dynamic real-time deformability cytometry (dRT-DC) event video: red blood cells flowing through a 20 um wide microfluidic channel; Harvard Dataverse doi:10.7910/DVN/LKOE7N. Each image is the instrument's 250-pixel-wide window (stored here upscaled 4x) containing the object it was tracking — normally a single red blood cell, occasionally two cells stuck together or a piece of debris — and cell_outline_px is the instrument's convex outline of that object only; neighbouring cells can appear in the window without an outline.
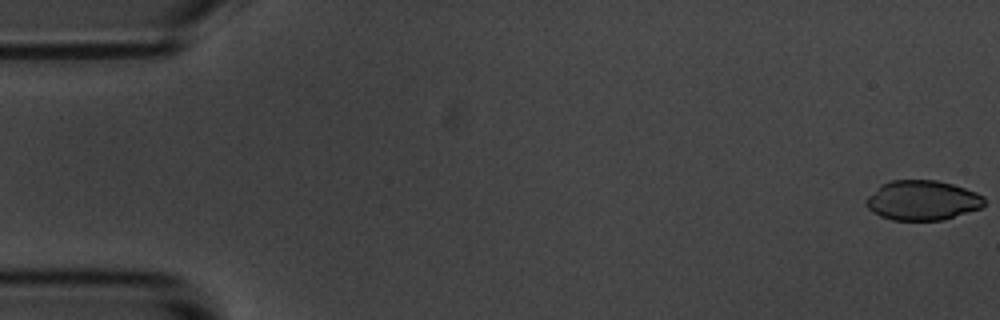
{"species": "common noctule bat (a hibernating species)", "species_latin": "Nyctalus noctula", "temperature_condition": "room temperature", "stored_images_in_passage": 5, "camera_frame_rate_fps": 3000, "um_per_image_px": 0.085, "animal": {"sex": "male", "body_mass_g": 20.1, "forearm_length_mm": 53.5}, "frame": {"image": 1, "passage_image": 1, "time_ms": 0.0, "image_size_px": [1000, 320], "cell_outline_px": [[984, 204], [980, 208], [940, 220], [892, 220], [880, 216], [872, 212], [864, 204], [868, 196], [880, 184], [892, 180], [936, 180], [952, 184], [976, 192], [984, 196]], "centroid_in_image_um": [78.36, 17.02], "position_along_channel_um": 6.6, "area_um2": 27.28}}
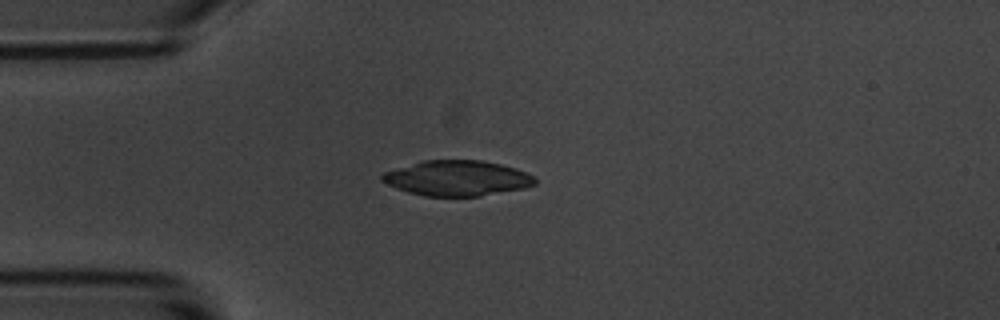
{"frame": {"image": 2, "passage_image": 5, "time_ms": 4.667, "image_size_px": [1000, 320], "cell_outline_px": [[536, 184], [524, 188], [480, 196], [424, 196], [408, 192], [396, 188], [380, 180], [380, 176], [384, 172], [424, 160], [480, 160], [500, 164], [516, 168], [532, 176], [536, 180]], "centroid_in_image_um": [38.84, 15.15], "position_along_channel_um": 46.2, "area_um2": 31.27}}